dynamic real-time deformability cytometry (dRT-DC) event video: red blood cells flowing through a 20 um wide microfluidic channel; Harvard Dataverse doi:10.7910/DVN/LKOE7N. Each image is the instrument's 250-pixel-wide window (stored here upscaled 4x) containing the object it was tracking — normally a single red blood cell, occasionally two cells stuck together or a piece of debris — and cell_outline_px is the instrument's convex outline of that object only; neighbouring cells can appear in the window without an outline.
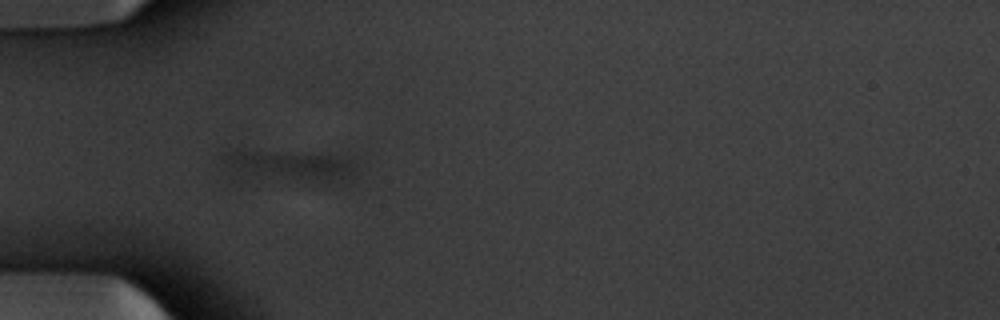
{"species": "common noctule bat (a hibernating species)", "species_latin": "Nyctalus noctula", "temperature_condition": "warm", "stored_images_in_passage": 53, "segment_of_instrument_passage": [1, 3], "camera_frame_rate_fps": 3000, "um_per_image_px": 0.085, "animal": {"sex": "male", "body_mass_g": 20.1, "forearm_length_mm": 53.5}, "frame": {"image": 1, "passage_image": 16, "time_ms": 5.0, "image_size_px": [1000, 320], "cell_outline_px": [[356, 168], [352, 176], [236, 184], [224, 168], [220, 160], [220, 156], [224, 152], [236, 148], [344, 156], [352, 160]], "centroid_in_image_um": [24.04, 14.1], "position_along_channel_um": 61.0, "area_um2": 25.89}}